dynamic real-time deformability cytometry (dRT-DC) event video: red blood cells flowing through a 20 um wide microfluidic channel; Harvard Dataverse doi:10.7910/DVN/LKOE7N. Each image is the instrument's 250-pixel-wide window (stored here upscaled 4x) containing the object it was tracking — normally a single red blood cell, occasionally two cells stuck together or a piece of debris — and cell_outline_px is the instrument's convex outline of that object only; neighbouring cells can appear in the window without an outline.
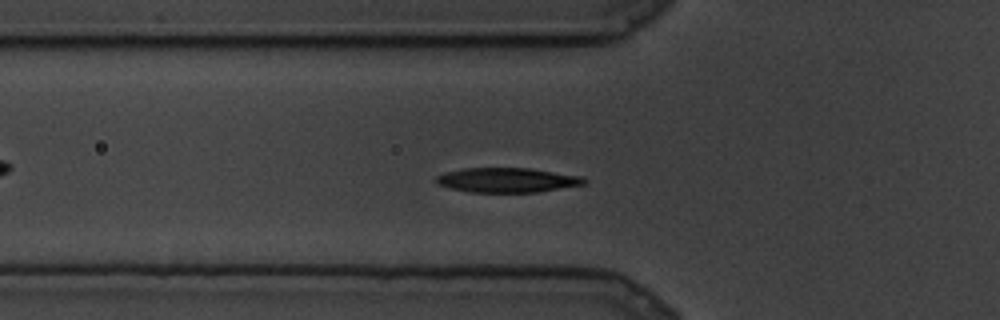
{"species": "common noctule bat (a hibernating species)", "species_latin": "Nyctalus noctula", "temperature_condition": "cold", "stored_images_in_passage": 82, "camera_frame_rate_fps": 3000, "um_per_image_px": 0.085, "animal": {"sex": "male", "body_mass_g": 19.5, "forearm_length_mm": 54.6}, "frame": {"image": 1, "passage_image": 22, "time_ms": 7.0, "image_size_px": [1000, 320], "cell_outline_px": [[588, 180], [584, 184], [540, 192], [472, 192], [452, 188], [436, 184], [436, 176], [444, 172], [464, 168], [532, 168], [584, 176]], "centroid_in_image_um": [43.15, 15.3], "position_along_channel_um": 82.6, "area_um2": 21.39}}
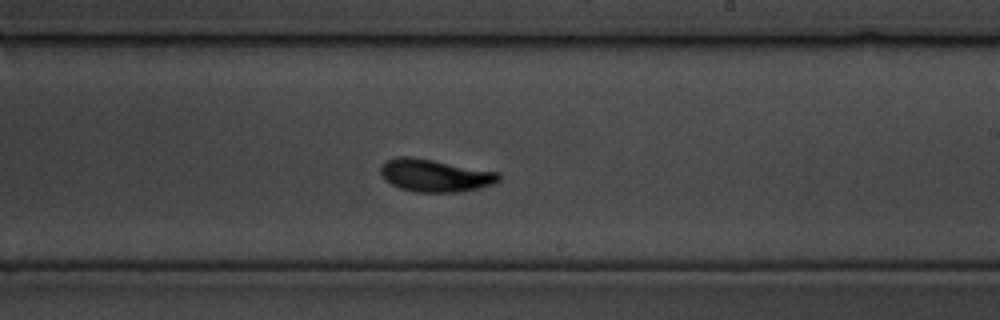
{"frame": {"image": 2, "passage_image": 45, "time_ms": 14.667, "image_size_px": [1000, 320], "cell_outline_px": [[500, 180], [492, 184], [476, 188], [456, 192], [416, 192], [400, 188], [392, 184], [380, 172], [380, 164], [396, 156], [408, 156], [432, 160], [500, 172]], "centroid_in_image_um": [36.97, 14.9], "position_along_channel_um": 252.0, "area_um2": 22.14}}
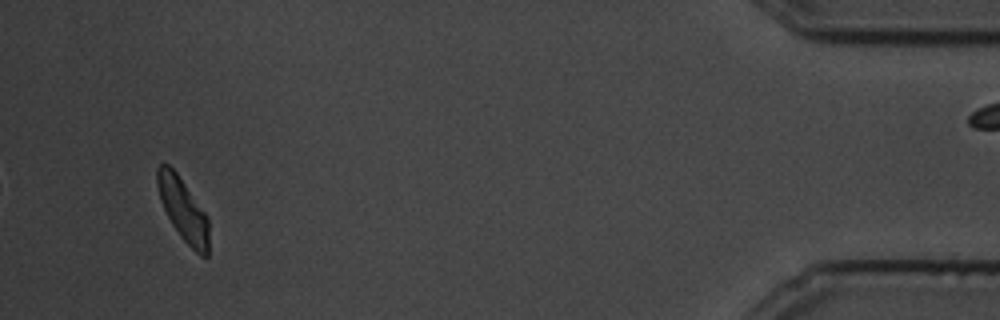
{"frame": {"image": 3, "passage_image": 77, "time_ms": 25.333, "image_size_px": [1000, 320], "cell_outline_px": [[208, 256], [200, 256], [180, 236], [172, 224], [160, 200], [156, 184], [156, 168], [160, 164], [168, 164], [176, 172], [208, 216]], "centroid_in_image_um": [15.55, 17.79], "position_along_channel_um": 419.7, "area_um2": 18.73}}